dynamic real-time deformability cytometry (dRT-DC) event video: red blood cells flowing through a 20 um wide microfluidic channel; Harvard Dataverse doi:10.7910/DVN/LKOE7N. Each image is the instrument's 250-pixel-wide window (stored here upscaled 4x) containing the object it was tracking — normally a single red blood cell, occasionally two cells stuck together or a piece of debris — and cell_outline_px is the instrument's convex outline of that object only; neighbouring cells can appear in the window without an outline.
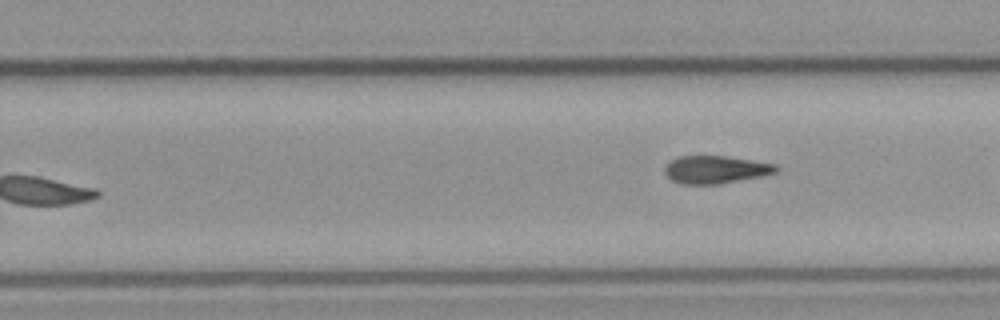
{"species": "common noctule bat (a hibernating species)", "species_latin": "Nyctalus noctula", "temperature_condition": "cold", "stored_images_in_passage": 8, "camera_frame_rate_fps": 3000, "um_per_image_px": 0.085, "animal": {"sex": "male", "body_mass_g": 23.1, "forearm_length_mm": 52.7}, "frame": {"image": 1, "passage_image": 8, "time_ms": 9.333, "image_size_px": [1000, 320], "cell_outline_px": [[780, 168], [776, 172], [764, 176], [720, 184], [680, 184], [672, 180], [664, 172], [664, 168], [672, 160], [680, 156], [728, 156], [776, 164]], "centroid_in_image_um": [60.87, 14.42], "position_along_channel_um": 268.9, "area_um2": 18.09}}